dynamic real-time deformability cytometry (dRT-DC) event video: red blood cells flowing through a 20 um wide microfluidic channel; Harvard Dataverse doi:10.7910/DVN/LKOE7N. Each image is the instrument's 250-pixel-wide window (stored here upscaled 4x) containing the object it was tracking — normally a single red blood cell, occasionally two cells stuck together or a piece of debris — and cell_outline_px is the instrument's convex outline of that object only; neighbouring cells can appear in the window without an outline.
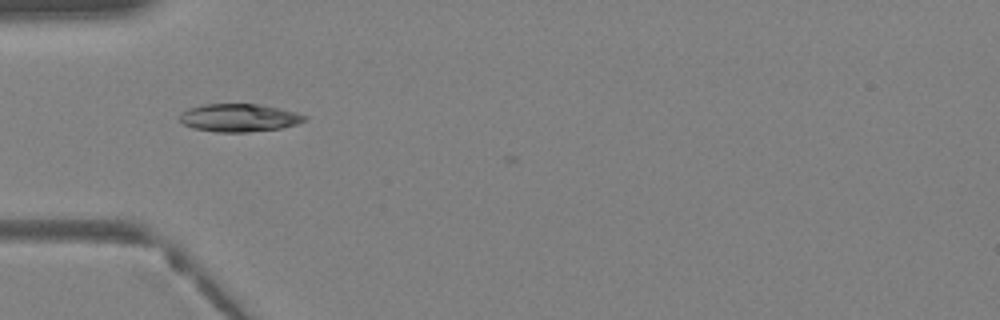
{"species": "Egyptian fruit bat (a non-hibernating species)", "species_latin": "Rousettus aegyptiacus", "temperature_condition": "warm", "stored_images_in_passage": 16, "camera_frame_rate_fps": 3000, "um_per_image_px": 0.085, "animal": {"sex": "female"}, "frame": {"image": 1, "passage_image": 15, "time_ms": 4.667, "image_size_px": [1000, 320], "cell_outline_px": [[308, 120], [296, 124], [280, 128], [248, 132], [220, 132], [192, 128], [184, 124], [180, 120], [180, 112], [188, 108], [204, 104], [256, 104], [280, 108], [296, 112], [308, 116]], "centroid_in_image_um": [20.33, 10.0], "position_along_channel_um": 64.7, "area_um2": 20.35}}